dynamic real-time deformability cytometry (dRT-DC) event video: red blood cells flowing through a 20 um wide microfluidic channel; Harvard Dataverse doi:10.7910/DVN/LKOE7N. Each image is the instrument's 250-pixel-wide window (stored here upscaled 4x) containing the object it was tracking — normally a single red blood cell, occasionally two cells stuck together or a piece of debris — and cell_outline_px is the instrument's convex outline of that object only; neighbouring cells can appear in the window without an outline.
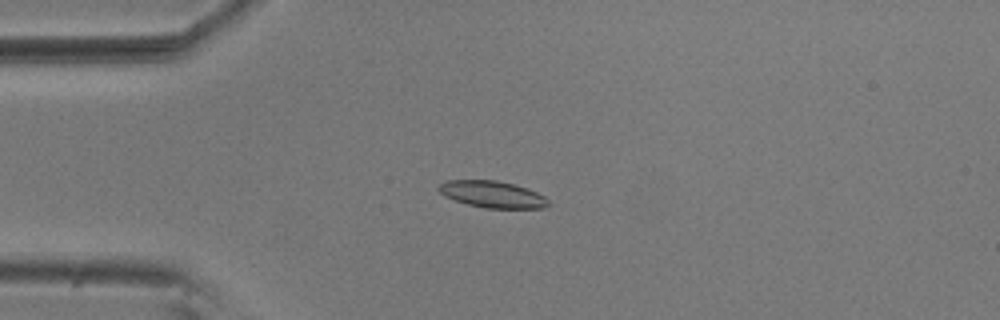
{"species": "common noctule bat (a hibernating species)", "species_latin": "Nyctalus noctula", "temperature_condition": "room temperature", "stored_images_in_passage": 32, "camera_frame_rate_fps": 3000, "um_per_image_px": 0.085, "animal": {"sex": "male", "body_mass_g": 20.5, "forearm_length_mm": 52.5}, "frame": {"image": 1, "passage_image": 12, "time_ms": 3.667, "image_size_px": [1000, 320], "cell_outline_px": [[548, 204], [544, 208], [484, 208], [468, 204], [444, 196], [436, 188], [444, 180], [496, 180], [528, 188], [544, 196], [548, 200]], "centroid_in_image_um": [41.82, 16.51], "position_along_channel_um": 43.2, "area_um2": 16.99}}
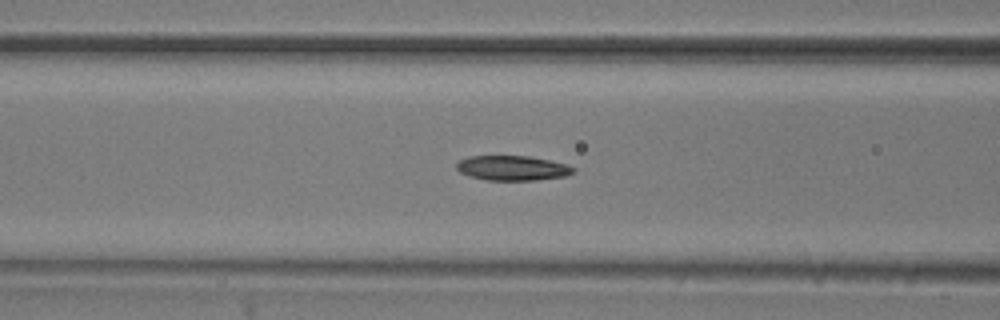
{"frame": {"image": 2, "passage_image": 20, "time_ms": 6.333, "image_size_px": [1000, 320], "cell_outline_px": [[576, 172], [564, 176], [536, 180], [484, 180], [468, 176], [460, 172], [456, 168], [456, 164], [460, 160], [468, 156], [528, 156], [568, 164], [576, 168]], "centroid_in_image_um": [43.56, 14.29], "position_along_channel_um": 123.0, "area_um2": 16.99}}
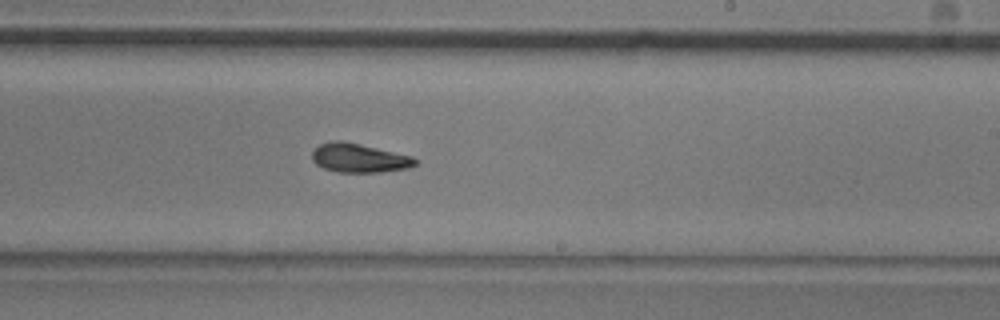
{"frame": {"image": 3, "passage_image": 31, "time_ms": 10.0, "image_size_px": [1000, 320], "cell_outline_px": [[416, 164], [408, 168], [380, 172], [340, 172], [324, 168], [316, 164], [312, 160], [312, 152], [320, 144], [332, 140], [340, 140], [360, 144], [412, 156], [416, 160]], "centroid_in_image_um": [30.5, 13.43], "position_along_channel_um": 258.5, "area_um2": 17.22}}